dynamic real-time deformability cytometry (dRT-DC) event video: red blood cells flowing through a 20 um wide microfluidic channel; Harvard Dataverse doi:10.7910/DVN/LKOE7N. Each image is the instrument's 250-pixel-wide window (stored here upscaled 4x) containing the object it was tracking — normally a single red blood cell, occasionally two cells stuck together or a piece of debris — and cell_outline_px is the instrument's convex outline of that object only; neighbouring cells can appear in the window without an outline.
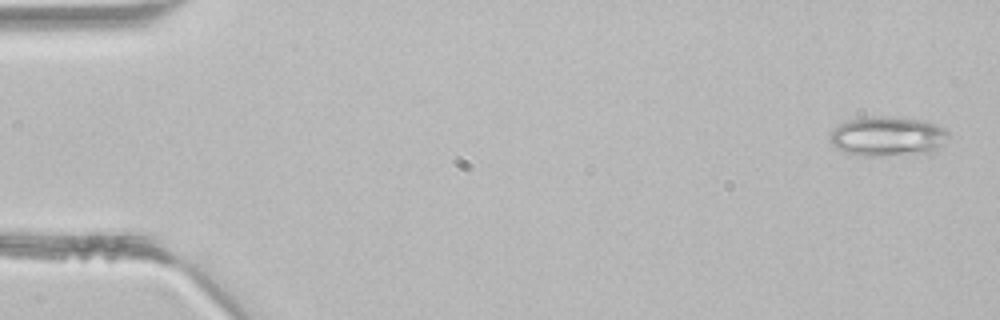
{"species": "common noctule bat (a hibernating species)", "species_latin": "Nyctalus noctula", "temperature_condition": "room temperature", "stored_images_in_passage": 3, "camera_frame_rate_fps": 3000, "um_per_image_px": 0.085, "animal": {"sex": "male", "body_mass_g": 21.5, "forearm_length_mm": 52.0}, "frame": {"image": 1, "passage_image": 1, "time_ms": 0.0, "image_size_px": [1000, 320], "cell_outline_px": [[952, 136], [948, 140], [932, 152], [880, 156], [860, 156], [844, 152], [836, 148], [832, 144], [832, 128], [848, 120], [864, 116], [900, 116], [928, 120], [944, 128]], "centroid_in_image_um": [75.5, 11.56], "position_along_channel_um": 9.5, "area_um2": 27.98}}